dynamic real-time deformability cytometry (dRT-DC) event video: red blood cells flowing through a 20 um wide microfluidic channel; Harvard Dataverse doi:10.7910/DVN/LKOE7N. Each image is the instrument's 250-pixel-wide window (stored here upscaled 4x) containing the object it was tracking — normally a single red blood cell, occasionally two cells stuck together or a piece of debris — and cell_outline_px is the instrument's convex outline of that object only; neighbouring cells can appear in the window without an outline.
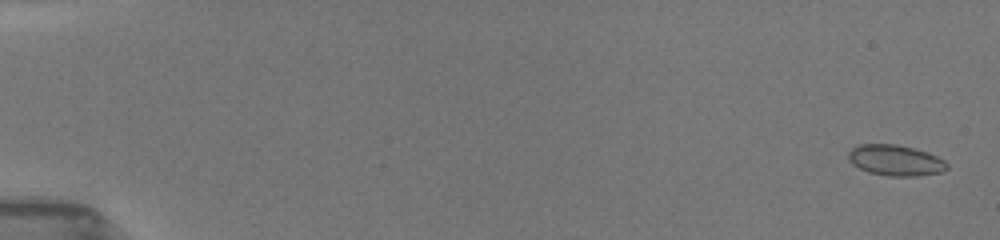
{"species": "common noctule bat (a hibernating species)", "species_latin": "Nyctalus noctula", "temperature_condition": "room temperature", "stored_images_in_passage": 22, "camera_frame_rate_fps": 3000, "um_per_image_px": 0.085, "animal": {"sex": "female", "body_mass_g": 19.5, "forearm_length_mm": 54.1}, "frame": {"image": 1, "passage_image": 2, "time_ms": 0.333, "image_size_px": [1000, 240], "cell_outline_px": [[948, 168], [940, 172], [916, 176], [888, 176], [868, 172], [852, 164], [848, 160], [848, 152], [856, 144], [896, 144], [912, 148], [936, 156], [944, 160], [948, 164]], "centroid_in_image_um": [76.07, 13.63], "position_along_channel_um": 8.9, "area_um2": 17.63}}